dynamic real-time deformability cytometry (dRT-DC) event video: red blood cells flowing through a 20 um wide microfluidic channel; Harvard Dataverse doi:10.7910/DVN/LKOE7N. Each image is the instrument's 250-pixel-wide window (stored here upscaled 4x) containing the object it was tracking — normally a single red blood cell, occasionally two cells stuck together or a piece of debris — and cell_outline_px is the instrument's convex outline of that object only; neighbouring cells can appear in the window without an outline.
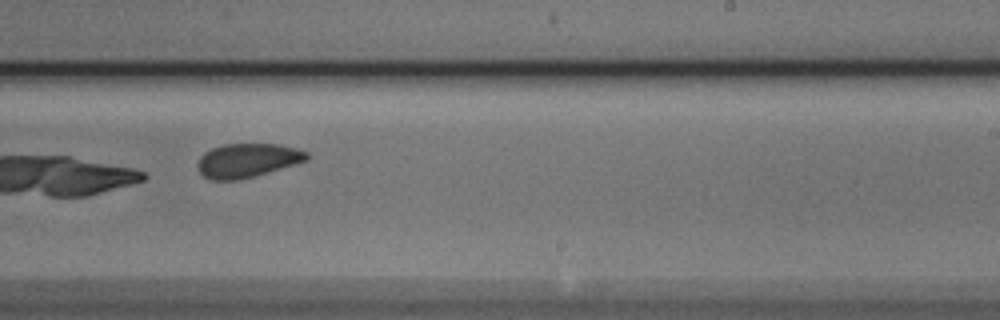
{"species": "Egyptian fruit bat (a non-hibernating species)", "species_latin": "Rousettus aegyptiacus", "temperature_condition": "cold", "stored_images_in_passage": 11, "camera_frame_rate_fps": 3000, "um_per_image_px": 0.085, "animal": {"sex": "male"}, "frame": {"image": 1, "passage_image": 10, "time_ms": 3.0, "image_size_px": [1000, 320], "cell_outline_px": [[308, 160], [252, 176], [236, 180], [212, 180], [204, 176], [196, 168], [196, 164], [200, 156], [204, 152], [212, 148], [224, 144], [280, 144], [296, 148], [308, 152]], "centroid_in_image_um": [20.99, 13.62], "position_along_channel_um": 268.0, "area_um2": 21.44}}